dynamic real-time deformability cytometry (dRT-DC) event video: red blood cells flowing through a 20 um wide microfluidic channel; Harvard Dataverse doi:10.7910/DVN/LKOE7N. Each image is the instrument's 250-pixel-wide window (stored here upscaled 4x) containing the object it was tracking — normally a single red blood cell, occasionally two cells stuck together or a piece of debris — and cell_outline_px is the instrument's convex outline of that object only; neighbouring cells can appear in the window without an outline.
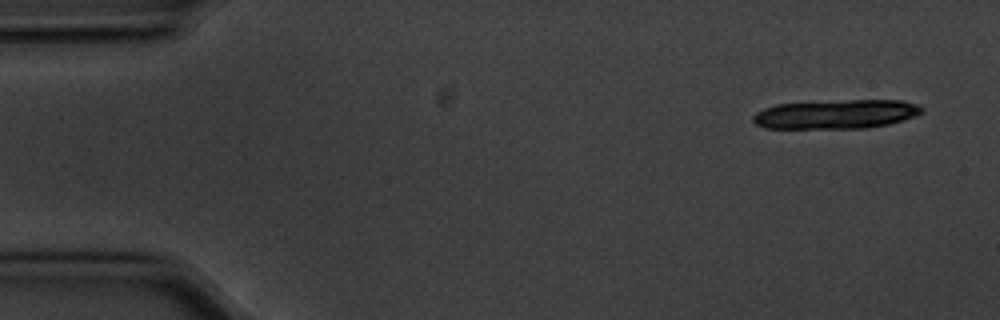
{"species": "common noctule bat (a hibernating species)", "species_latin": "Nyctalus noctula", "temperature_condition": "cold", "stored_images_in_passage": 8, "camera_frame_rate_fps": 3000, "um_per_image_px": 0.085, "animal": {"sex": "male", "body_mass_g": 20.1, "forearm_length_mm": 53.5}, "frame": {"image": 1, "passage_image": 1, "time_ms": 0.0, "image_size_px": [1000, 320], "cell_outline_px": [[920, 112], [916, 116], [904, 120], [888, 124], [868, 128], [764, 128], [756, 124], [752, 120], [752, 116], [756, 112], [764, 108], [776, 104], [848, 100], [904, 100], [916, 104], [920, 108]], "centroid_in_image_um": [71.04, 9.71], "position_along_channel_um": 14.0, "area_um2": 28.55}}
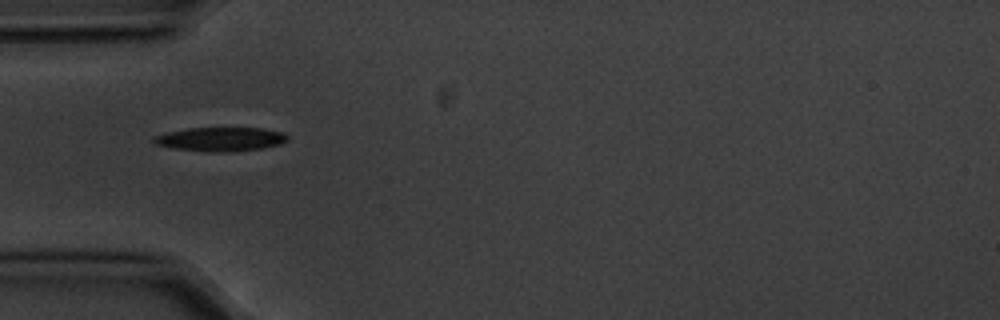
{"frame": {"image": 2, "passage_image": 5, "time_ms": 1.333, "image_size_px": [1000, 320], "cell_outline_px": [[288, 140], [280, 144], [264, 148], [224, 152], [212, 152], [172, 148], [156, 144], [152, 140], [152, 136], [168, 132], [188, 128], [264, 128], [284, 132], [288, 136]], "centroid_in_image_um": [18.77, 11.82], "position_along_channel_um": 66.2, "area_um2": 18.73}}